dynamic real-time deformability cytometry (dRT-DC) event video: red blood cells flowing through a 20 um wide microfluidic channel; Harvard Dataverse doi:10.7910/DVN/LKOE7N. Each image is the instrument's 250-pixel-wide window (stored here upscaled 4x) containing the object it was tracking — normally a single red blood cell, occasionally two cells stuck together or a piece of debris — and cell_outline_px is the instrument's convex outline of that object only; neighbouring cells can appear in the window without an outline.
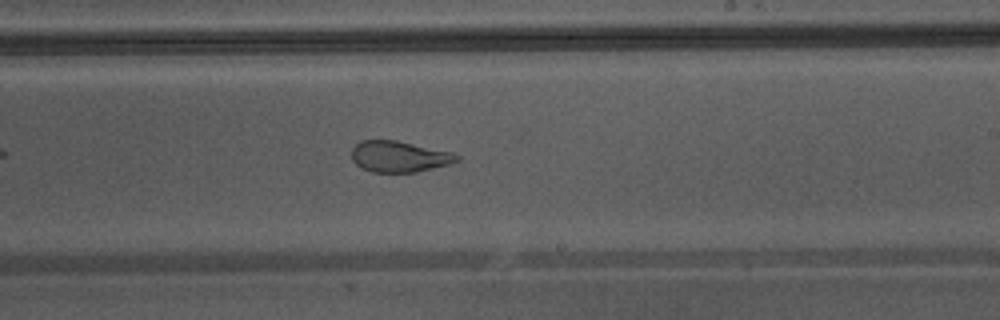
{"species": "Egyptian fruit bat (a non-hibernating species)", "species_latin": "Rousettus aegyptiacus", "temperature_condition": "warm", "stored_images_in_passage": 33, "camera_frame_rate_fps": 3000, "um_per_image_px": 0.085, "animal": {"sex": "male"}, "frame": {"image": 1, "passage_image": 15, "time_ms": 4.667, "image_size_px": [1000, 320], "cell_outline_px": [[460, 160], [448, 164], [416, 172], [372, 172], [360, 168], [352, 160], [352, 148], [360, 140], [396, 140], [452, 152], [460, 156]], "centroid_in_image_um": [33.91, 13.3], "position_along_channel_um": 255.1, "area_um2": 19.07}, "authors_computed_cell_mechanics": {"area_um2": 22.4842, "velocity_mm_per_s": 4.3565, "shape_relaxation_time_tau1_ms": null, "shape_relaxation_time_tau2_ms": 0.9594, "deformation_change_tau1": null, "deformation_change_tau2": 0.0853}}